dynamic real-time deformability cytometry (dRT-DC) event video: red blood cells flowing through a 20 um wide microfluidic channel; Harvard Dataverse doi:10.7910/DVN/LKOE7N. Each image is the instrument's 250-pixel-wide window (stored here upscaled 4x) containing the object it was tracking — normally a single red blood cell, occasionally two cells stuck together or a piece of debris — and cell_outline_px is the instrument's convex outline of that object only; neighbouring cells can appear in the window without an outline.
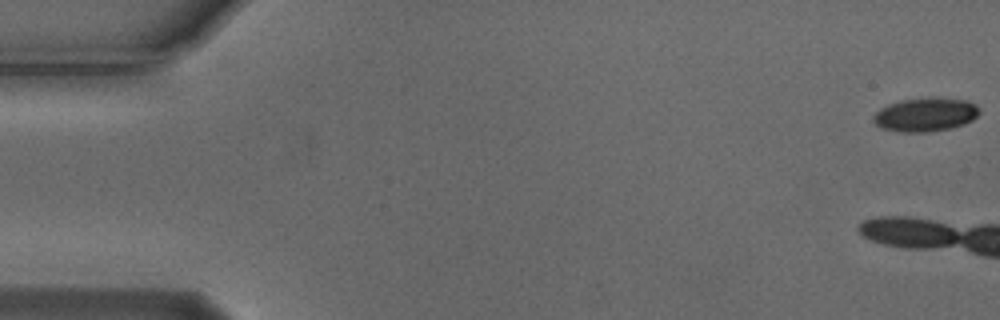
{"species": "Egyptian fruit bat (a non-hibernating species)", "species_latin": "Rousettus aegyptiacus", "temperature_condition": "cold", "stored_images_in_passage": 9, "camera_frame_rate_fps": 3000, "um_per_image_px": 0.085, "animal": {"sex": "male"}, "frame": {"image": 1, "passage_image": 1, "time_ms": 0.0, "image_size_px": [1000, 320], "cell_outline_px": [[980, 112], [972, 120], [964, 124], [948, 128], [928, 132], [904, 132], [884, 128], [876, 124], [872, 120], [872, 116], [880, 108], [888, 104], [900, 100], [932, 96], [940, 96], [968, 100], [976, 104], [980, 108]], "centroid_in_image_um": [78.69, 9.7], "position_along_channel_um": 6.3, "area_um2": 21.15}}